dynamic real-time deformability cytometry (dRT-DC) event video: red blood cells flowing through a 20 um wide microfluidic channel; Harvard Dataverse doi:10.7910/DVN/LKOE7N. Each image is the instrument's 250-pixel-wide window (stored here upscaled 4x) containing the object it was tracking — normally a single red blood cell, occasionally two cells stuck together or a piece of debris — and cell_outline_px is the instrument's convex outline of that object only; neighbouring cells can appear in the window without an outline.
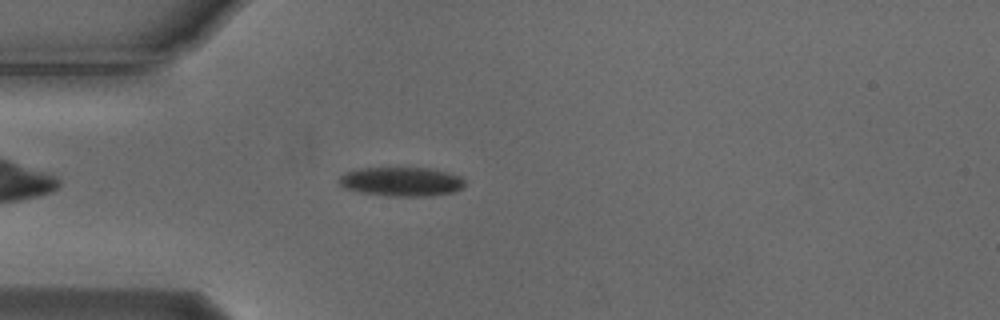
{"species": "Egyptian fruit bat (a non-hibernating species)", "species_latin": "Rousettus aegyptiacus", "temperature_condition": "cold", "stored_images_in_passage": 47, "camera_frame_rate_fps": 3000, "um_per_image_px": 0.085, "animal": {"sex": "male"}, "frame": {"image": 1, "passage_image": 7, "time_ms": 2.0, "image_size_px": [1000, 320], "cell_outline_px": [[464, 184], [460, 188], [452, 192], [428, 196], [388, 196], [360, 192], [344, 188], [336, 180], [344, 172], [360, 168], [428, 168], [448, 172], [460, 176], [464, 180]], "centroid_in_image_um": [34.07, 15.43], "position_along_channel_um": 50.9, "area_um2": 21.33}}
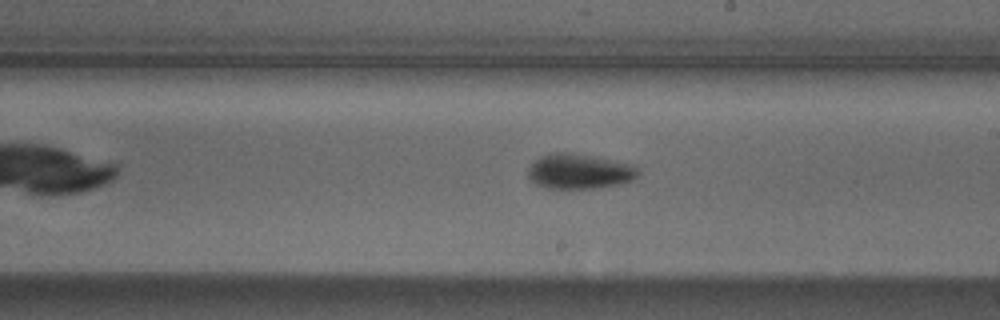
{"frame": {"image": 2, "passage_image": 23, "time_ms": 7.333, "image_size_px": [1000, 320], "cell_outline_px": [[640, 172], [632, 180], [600, 188], [544, 188], [536, 184], [528, 176], [528, 168], [540, 156], [548, 152], [568, 152], [592, 156], [628, 164], [636, 168]], "centroid_in_image_um": [49.18, 14.56], "position_along_channel_um": 239.8, "area_um2": 22.2}}
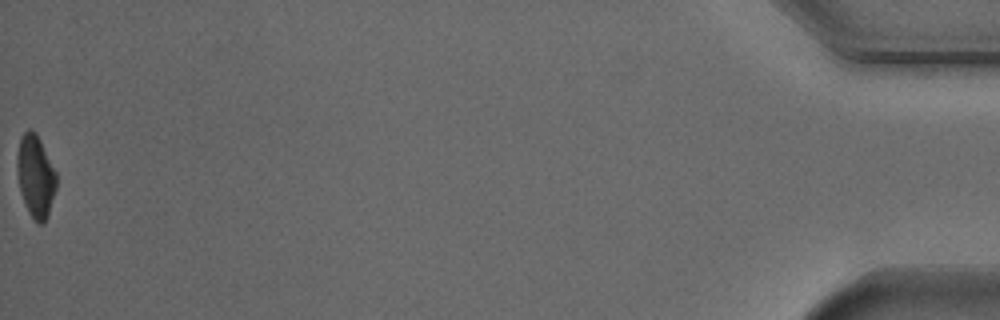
{"frame": {"image": 3, "passage_image": 47, "time_ms": 15.333, "image_size_px": [1000, 320], "cell_outline_px": [[56, 188], [48, 216], [44, 224], [36, 224], [28, 212], [24, 204], [20, 192], [16, 164], [16, 156], [20, 136], [28, 128], [32, 128], [36, 132], [56, 172]], "centroid_in_image_um": [3.0, 14.99], "position_along_channel_um": 432.2, "area_um2": 19.19}, "authors_computed_cell_mechanics": {"area_um2": 20.519, "velocity_mm_per_s": 3.723, "shape_relaxation_time_tau1_ms": 3.2861, "shape_relaxation_time_tau2_ms": 4.3124, "deformation_change_tau1": 0.1192, "deformation_change_tau2": 0.0901}}